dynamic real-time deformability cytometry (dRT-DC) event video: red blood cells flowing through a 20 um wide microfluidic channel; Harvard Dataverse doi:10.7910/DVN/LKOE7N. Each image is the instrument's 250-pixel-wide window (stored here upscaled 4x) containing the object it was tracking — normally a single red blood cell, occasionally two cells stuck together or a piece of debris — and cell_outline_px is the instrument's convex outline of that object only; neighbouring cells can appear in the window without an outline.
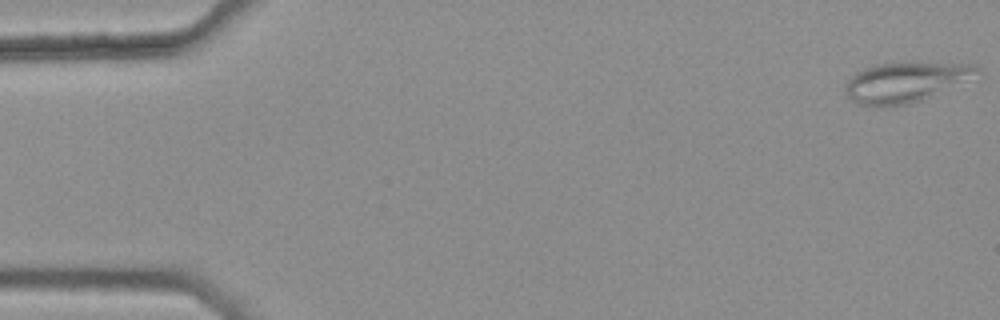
{"species": "common noctule bat (a hibernating species)", "species_latin": "Nyctalus noctula", "temperature_condition": "warm", "stored_images_in_passage": 48, "camera_frame_rate_fps": 3000, "um_per_image_px": 0.085, "animal": {"sex": "female", "body_mass_g": 25.1}, "frame": {"image": 1, "passage_image": 1, "time_ms": 0.0, "image_size_px": [1000, 320], "cell_outline_px": [[980, 68], [932, 96], [908, 104], [860, 104], [852, 100], [848, 96], [844, 88], [848, 80], [856, 72], [872, 64], [904, 60], [916, 60], [972, 64]], "centroid_in_image_um": [76.85, 6.89], "position_along_channel_um": 8.2, "area_um2": 30.11}}
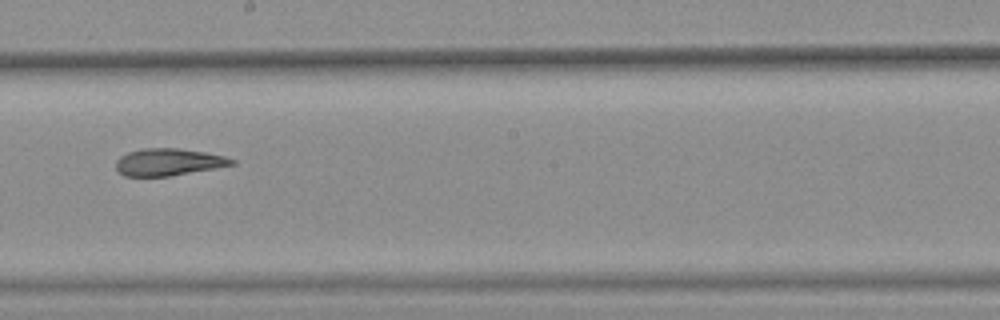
{"frame": {"image": 2, "passage_image": 30, "time_ms": 9.667, "image_size_px": [1000, 320], "cell_outline_px": [[236, 164], [168, 176], [124, 176], [116, 168], [116, 160], [120, 156], [128, 152], [144, 148], [176, 148], [204, 152], [224, 156], [236, 160]], "centroid_in_image_um": [14.3, 13.77], "position_along_channel_um": 233.9, "area_um2": 18.09}}
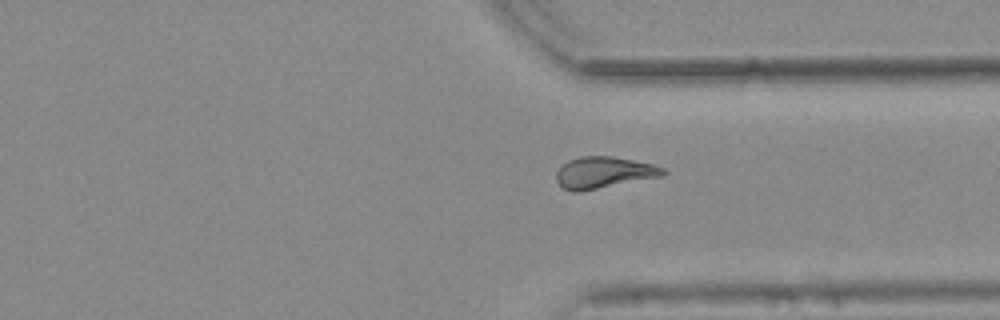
{"frame": {"image": 3, "passage_image": 40, "time_ms": 13.0, "image_size_px": [1000, 320], "cell_outline_px": [[668, 172], [664, 176], [580, 192], [572, 192], [564, 188], [556, 180], [556, 172], [568, 160], [580, 156], [612, 156], [652, 164], [664, 168]], "centroid_in_image_um": [51.34, 14.67], "position_along_channel_um": 360.1, "area_um2": 19.71}, "authors_computed_cell_mechanics": {"area_um2": 19.363, "velocity_mm_per_s": 3.7663, "shape_relaxation_time_tau1_ms": null, "shape_relaxation_time_tau2_ms": 3.7437, "deformation_change_tau1": null, "deformation_change_tau2": 0.1144}}